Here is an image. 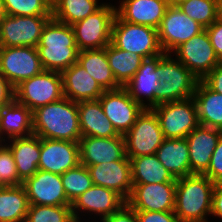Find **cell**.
<instances>
[{"instance_id":"cell-1","label":"cell","mask_w":222,"mask_h":222,"mask_svg":"<svg viewBox=\"0 0 222 222\" xmlns=\"http://www.w3.org/2000/svg\"><path fill=\"white\" fill-rule=\"evenodd\" d=\"M33 134L40 138L79 142L78 104L63 97L33 111Z\"/></svg>"},{"instance_id":"cell-2","label":"cell","mask_w":222,"mask_h":222,"mask_svg":"<svg viewBox=\"0 0 222 222\" xmlns=\"http://www.w3.org/2000/svg\"><path fill=\"white\" fill-rule=\"evenodd\" d=\"M215 183L204 174L176 179L175 215L180 222H209Z\"/></svg>"},{"instance_id":"cell-3","label":"cell","mask_w":222,"mask_h":222,"mask_svg":"<svg viewBox=\"0 0 222 222\" xmlns=\"http://www.w3.org/2000/svg\"><path fill=\"white\" fill-rule=\"evenodd\" d=\"M44 70L62 72L77 62L79 49L72 26L51 18L36 47Z\"/></svg>"},{"instance_id":"cell-4","label":"cell","mask_w":222,"mask_h":222,"mask_svg":"<svg viewBox=\"0 0 222 222\" xmlns=\"http://www.w3.org/2000/svg\"><path fill=\"white\" fill-rule=\"evenodd\" d=\"M170 53L159 55L160 85L155 94V106L191 98L199 79Z\"/></svg>"},{"instance_id":"cell-5","label":"cell","mask_w":222,"mask_h":222,"mask_svg":"<svg viewBox=\"0 0 222 222\" xmlns=\"http://www.w3.org/2000/svg\"><path fill=\"white\" fill-rule=\"evenodd\" d=\"M111 43L123 51L134 52L143 58L164 53L158 40L157 29L128 23L117 14L112 25Z\"/></svg>"},{"instance_id":"cell-6","label":"cell","mask_w":222,"mask_h":222,"mask_svg":"<svg viewBox=\"0 0 222 222\" xmlns=\"http://www.w3.org/2000/svg\"><path fill=\"white\" fill-rule=\"evenodd\" d=\"M64 97L60 72L43 70L14 89V99L32 112Z\"/></svg>"},{"instance_id":"cell-7","label":"cell","mask_w":222,"mask_h":222,"mask_svg":"<svg viewBox=\"0 0 222 222\" xmlns=\"http://www.w3.org/2000/svg\"><path fill=\"white\" fill-rule=\"evenodd\" d=\"M116 8L103 3L96 12L71 25L79 51L102 49L111 43Z\"/></svg>"},{"instance_id":"cell-8","label":"cell","mask_w":222,"mask_h":222,"mask_svg":"<svg viewBox=\"0 0 222 222\" xmlns=\"http://www.w3.org/2000/svg\"><path fill=\"white\" fill-rule=\"evenodd\" d=\"M160 124L164 138H186L198 125L193 98L162 103L151 108Z\"/></svg>"},{"instance_id":"cell-9","label":"cell","mask_w":222,"mask_h":222,"mask_svg":"<svg viewBox=\"0 0 222 222\" xmlns=\"http://www.w3.org/2000/svg\"><path fill=\"white\" fill-rule=\"evenodd\" d=\"M123 137L127 157L156 154L165 139L155 112L148 108H144Z\"/></svg>"},{"instance_id":"cell-10","label":"cell","mask_w":222,"mask_h":222,"mask_svg":"<svg viewBox=\"0 0 222 222\" xmlns=\"http://www.w3.org/2000/svg\"><path fill=\"white\" fill-rule=\"evenodd\" d=\"M43 70L36 47L0 46V75L14 88Z\"/></svg>"},{"instance_id":"cell-11","label":"cell","mask_w":222,"mask_h":222,"mask_svg":"<svg viewBox=\"0 0 222 222\" xmlns=\"http://www.w3.org/2000/svg\"><path fill=\"white\" fill-rule=\"evenodd\" d=\"M52 16H11L0 20V46L37 47L42 30Z\"/></svg>"},{"instance_id":"cell-12","label":"cell","mask_w":222,"mask_h":222,"mask_svg":"<svg viewBox=\"0 0 222 222\" xmlns=\"http://www.w3.org/2000/svg\"><path fill=\"white\" fill-rule=\"evenodd\" d=\"M176 59L185 65L199 80L221 62L211 45L209 35L204 29L188 41L175 48Z\"/></svg>"},{"instance_id":"cell-13","label":"cell","mask_w":222,"mask_h":222,"mask_svg":"<svg viewBox=\"0 0 222 222\" xmlns=\"http://www.w3.org/2000/svg\"><path fill=\"white\" fill-rule=\"evenodd\" d=\"M205 28L187 16L178 6L169 5L157 28L158 40L164 53H172L182 43Z\"/></svg>"},{"instance_id":"cell-14","label":"cell","mask_w":222,"mask_h":222,"mask_svg":"<svg viewBox=\"0 0 222 222\" xmlns=\"http://www.w3.org/2000/svg\"><path fill=\"white\" fill-rule=\"evenodd\" d=\"M103 112L120 135L127 133L144 107L130 97L121 87L105 91L99 98Z\"/></svg>"},{"instance_id":"cell-15","label":"cell","mask_w":222,"mask_h":222,"mask_svg":"<svg viewBox=\"0 0 222 222\" xmlns=\"http://www.w3.org/2000/svg\"><path fill=\"white\" fill-rule=\"evenodd\" d=\"M176 182L133 184L126 203L135 211L170 212L175 210Z\"/></svg>"},{"instance_id":"cell-16","label":"cell","mask_w":222,"mask_h":222,"mask_svg":"<svg viewBox=\"0 0 222 222\" xmlns=\"http://www.w3.org/2000/svg\"><path fill=\"white\" fill-rule=\"evenodd\" d=\"M29 204L71 205L64 191L61 175L38 169L23 182Z\"/></svg>"},{"instance_id":"cell-17","label":"cell","mask_w":222,"mask_h":222,"mask_svg":"<svg viewBox=\"0 0 222 222\" xmlns=\"http://www.w3.org/2000/svg\"><path fill=\"white\" fill-rule=\"evenodd\" d=\"M78 164L79 142L41 138L38 169L62 175Z\"/></svg>"},{"instance_id":"cell-18","label":"cell","mask_w":222,"mask_h":222,"mask_svg":"<svg viewBox=\"0 0 222 222\" xmlns=\"http://www.w3.org/2000/svg\"><path fill=\"white\" fill-rule=\"evenodd\" d=\"M87 168L93 185L111 189L118 193L125 201L129 199L133 188V181L131 164L127 156L122 160L91 165Z\"/></svg>"},{"instance_id":"cell-19","label":"cell","mask_w":222,"mask_h":222,"mask_svg":"<svg viewBox=\"0 0 222 222\" xmlns=\"http://www.w3.org/2000/svg\"><path fill=\"white\" fill-rule=\"evenodd\" d=\"M79 154L80 163L86 167L122 160L126 156L124 137H82L79 140Z\"/></svg>"},{"instance_id":"cell-20","label":"cell","mask_w":222,"mask_h":222,"mask_svg":"<svg viewBox=\"0 0 222 222\" xmlns=\"http://www.w3.org/2000/svg\"><path fill=\"white\" fill-rule=\"evenodd\" d=\"M125 203L126 201L115 191L102 186L92 185L72 202V215L74 220H79L78 211L81 213L86 211L87 213L92 212V215L93 213L101 215L102 220L117 212Z\"/></svg>"},{"instance_id":"cell-21","label":"cell","mask_w":222,"mask_h":222,"mask_svg":"<svg viewBox=\"0 0 222 222\" xmlns=\"http://www.w3.org/2000/svg\"><path fill=\"white\" fill-rule=\"evenodd\" d=\"M222 136V130L198 125L187 137L191 174H204Z\"/></svg>"},{"instance_id":"cell-22","label":"cell","mask_w":222,"mask_h":222,"mask_svg":"<svg viewBox=\"0 0 222 222\" xmlns=\"http://www.w3.org/2000/svg\"><path fill=\"white\" fill-rule=\"evenodd\" d=\"M158 65L159 55L144 58L138 71L124 87L130 97L144 108L155 106V94L160 85ZM144 96L148 102L143 100Z\"/></svg>"},{"instance_id":"cell-23","label":"cell","mask_w":222,"mask_h":222,"mask_svg":"<svg viewBox=\"0 0 222 222\" xmlns=\"http://www.w3.org/2000/svg\"><path fill=\"white\" fill-rule=\"evenodd\" d=\"M168 6L166 0H123L116 14L128 23L157 29Z\"/></svg>"},{"instance_id":"cell-24","label":"cell","mask_w":222,"mask_h":222,"mask_svg":"<svg viewBox=\"0 0 222 222\" xmlns=\"http://www.w3.org/2000/svg\"><path fill=\"white\" fill-rule=\"evenodd\" d=\"M63 94L74 102L98 100L105 90L77 62L61 72Z\"/></svg>"},{"instance_id":"cell-25","label":"cell","mask_w":222,"mask_h":222,"mask_svg":"<svg viewBox=\"0 0 222 222\" xmlns=\"http://www.w3.org/2000/svg\"><path fill=\"white\" fill-rule=\"evenodd\" d=\"M13 138L28 137L33 134V112L15 99L0 110V139L5 142ZM3 136V137H2Z\"/></svg>"},{"instance_id":"cell-26","label":"cell","mask_w":222,"mask_h":222,"mask_svg":"<svg viewBox=\"0 0 222 222\" xmlns=\"http://www.w3.org/2000/svg\"><path fill=\"white\" fill-rule=\"evenodd\" d=\"M77 104L82 137L109 138L120 136L103 112L99 99L81 101Z\"/></svg>"},{"instance_id":"cell-27","label":"cell","mask_w":222,"mask_h":222,"mask_svg":"<svg viewBox=\"0 0 222 222\" xmlns=\"http://www.w3.org/2000/svg\"><path fill=\"white\" fill-rule=\"evenodd\" d=\"M7 145L15 160L19 178L24 182L38 171L40 160L41 138L37 135L10 139Z\"/></svg>"},{"instance_id":"cell-28","label":"cell","mask_w":222,"mask_h":222,"mask_svg":"<svg viewBox=\"0 0 222 222\" xmlns=\"http://www.w3.org/2000/svg\"><path fill=\"white\" fill-rule=\"evenodd\" d=\"M156 155L161 164L175 179L191 175L189 146L186 138H165L157 149Z\"/></svg>"},{"instance_id":"cell-29","label":"cell","mask_w":222,"mask_h":222,"mask_svg":"<svg viewBox=\"0 0 222 222\" xmlns=\"http://www.w3.org/2000/svg\"><path fill=\"white\" fill-rule=\"evenodd\" d=\"M192 98L199 125L222 130V94L214 92L200 80Z\"/></svg>"},{"instance_id":"cell-30","label":"cell","mask_w":222,"mask_h":222,"mask_svg":"<svg viewBox=\"0 0 222 222\" xmlns=\"http://www.w3.org/2000/svg\"><path fill=\"white\" fill-rule=\"evenodd\" d=\"M77 63L105 90H117L116 82L106 55V47L79 51Z\"/></svg>"},{"instance_id":"cell-31","label":"cell","mask_w":222,"mask_h":222,"mask_svg":"<svg viewBox=\"0 0 222 222\" xmlns=\"http://www.w3.org/2000/svg\"><path fill=\"white\" fill-rule=\"evenodd\" d=\"M128 158L131 164L133 184L176 182L156 154Z\"/></svg>"},{"instance_id":"cell-32","label":"cell","mask_w":222,"mask_h":222,"mask_svg":"<svg viewBox=\"0 0 222 222\" xmlns=\"http://www.w3.org/2000/svg\"><path fill=\"white\" fill-rule=\"evenodd\" d=\"M29 205L23 184L0 187V222H25Z\"/></svg>"},{"instance_id":"cell-33","label":"cell","mask_w":222,"mask_h":222,"mask_svg":"<svg viewBox=\"0 0 222 222\" xmlns=\"http://www.w3.org/2000/svg\"><path fill=\"white\" fill-rule=\"evenodd\" d=\"M109 66L116 82L125 87L141 66L143 57L136 53L123 51L112 43L106 46Z\"/></svg>"},{"instance_id":"cell-34","label":"cell","mask_w":222,"mask_h":222,"mask_svg":"<svg viewBox=\"0 0 222 222\" xmlns=\"http://www.w3.org/2000/svg\"><path fill=\"white\" fill-rule=\"evenodd\" d=\"M102 4L98 5V0H57L52 5V18L71 26L96 12Z\"/></svg>"},{"instance_id":"cell-35","label":"cell","mask_w":222,"mask_h":222,"mask_svg":"<svg viewBox=\"0 0 222 222\" xmlns=\"http://www.w3.org/2000/svg\"><path fill=\"white\" fill-rule=\"evenodd\" d=\"M61 178L67 199L71 204L93 185L88 168L81 163L63 173Z\"/></svg>"},{"instance_id":"cell-36","label":"cell","mask_w":222,"mask_h":222,"mask_svg":"<svg viewBox=\"0 0 222 222\" xmlns=\"http://www.w3.org/2000/svg\"><path fill=\"white\" fill-rule=\"evenodd\" d=\"M71 205L30 204L25 222H74Z\"/></svg>"},{"instance_id":"cell-37","label":"cell","mask_w":222,"mask_h":222,"mask_svg":"<svg viewBox=\"0 0 222 222\" xmlns=\"http://www.w3.org/2000/svg\"><path fill=\"white\" fill-rule=\"evenodd\" d=\"M178 7L204 28L217 20V0H186Z\"/></svg>"},{"instance_id":"cell-38","label":"cell","mask_w":222,"mask_h":222,"mask_svg":"<svg viewBox=\"0 0 222 222\" xmlns=\"http://www.w3.org/2000/svg\"><path fill=\"white\" fill-rule=\"evenodd\" d=\"M6 15L52 16V5L46 0H3Z\"/></svg>"},{"instance_id":"cell-39","label":"cell","mask_w":222,"mask_h":222,"mask_svg":"<svg viewBox=\"0 0 222 222\" xmlns=\"http://www.w3.org/2000/svg\"><path fill=\"white\" fill-rule=\"evenodd\" d=\"M23 184L19 178L14 157L7 144L0 146V186H17Z\"/></svg>"},{"instance_id":"cell-40","label":"cell","mask_w":222,"mask_h":222,"mask_svg":"<svg viewBox=\"0 0 222 222\" xmlns=\"http://www.w3.org/2000/svg\"><path fill=\"white\" fill-rule=\"evenodd\" d=\"M204 175L209 177L214 183L222 181V136L214 149L210 165Z\"/></svg>"},{"instance_id":"cell-41","label":"cell","mask_w":222,"mask_h":222,"mask_svg":"<svg viewBox=\"0 0 222 222\" xmlns=\"http://www.w3.org/2000/svg\"><path fill=\"white\" fill-rule=\"evenodd\" d=\"M138 222H180L174 211H136Z\"/></svg>"},{"instance_id":"cell-42","label":"cell","mask_w":222,"mask_h":222,"mask_svg":"<svg viewBox=\"0 0 222 222\" xmlns=\"http://www.w3.org/2000/svg\"><path fill=\"white\" fill-rule=\"evenodd\" d=\"M205 29L209 35L211 45L222 63V22L216 20L213 24Z\"/></svg>"},{"instance_id":"cell-43","label":"cell","mask_w":222,"mask_h":222,"mask_svg":"<svg viewBox=\"0 0 222 222\" xmlns=\"http://www.w3.org/2000/svg\"><path fill=\"white\" fill-rule=\"evenodd\" d=\"M102 222H138L136 211L125 203L117 212L101 220Z\"/></svg>"},{"instance_id":"cell-44","label":"cell","mask_w":222,"mask_h":222,"mask_svg":"<svg viewBox=\"0 0 222 222\" xmlns=\"http://www.w3.org/2000/svg\"><path fill=\"white\" fill-rule=\"evenodd\" d=\"M202 81L214 92L222 94V63L215 66Z\"/></svg>"},{"instance_id":"cell-45","label":"cell","mask_w":222,"mask_h":222,"mask_svg":"<svg viewBox=\"0 0 222 222\" xmlns=\"http://www.w3.org/2000/svg\"><path fill=\"white\" fill-rule=\"evenodd\" d=\"M14 87L0 75V108L14 100Z\"/></svg>"},{"instance_id":"cell-46","label":"cell","mask_w":222,"mask_h":222,"mask_svg":"<svg viewBox=\"0 0 222 222\" xmlns=\"http://www.w3.org/2000/svg\"><path fill=\"white\" fill-rule=\"evenodd\" d=\"M211 215L222 218V181L215 183Z\"/></svg>"},{"instance_id":"cell-47","label":"cell","mask_w":222,"mask_h":222,"mask_svg":"<svg viewBox=\"0 0 222 222\" xmlns=\"http://www.w3.org/2000/svg\"><path fill=\"white\" fill-rule=\"evenodd\" d=\"M217 20L222 22V0H217Z\"/></svg>"},{"instance_id":"cell-48","label":"cell","mask_w":222,"mask_h":222,"mask_svg":"<svg viewBox=\"0 0 222 222\" xmlns=\"http://www.w3.org/2000/svg\"><path fill=\"white\" fill-rule=\"evenodd\" d=\"M184 1L186 0H166L168 5H171V6H179Z\"/></svg>"},{"instance_id":"cell-49","label":"cell","mask_w":222,"mask_h":222,"mask_svg":"<svg viewBox=\"0 0 222 222\" xmlns=\"http://www.w3.org/2000/svg\"><path fill=\"white\" fill-rule=\"evenodd\" d=\"M6 15L4 2L3 0H0V20Z\"/></svg>"},{"instance_id":"cell-50","label":"cell","mask_w":222,"mask_h":222,"mask_svg":"<svg viewBox=\"0 0 222 222\" xmlns=\"http://www.w3.org/2000/svg\"><path fill=\"white\" fill-rule=\"evenodd\" d=\"M47 2H49L51 5H53L57 0H46Z\"/></svg>"}]
</instances>
